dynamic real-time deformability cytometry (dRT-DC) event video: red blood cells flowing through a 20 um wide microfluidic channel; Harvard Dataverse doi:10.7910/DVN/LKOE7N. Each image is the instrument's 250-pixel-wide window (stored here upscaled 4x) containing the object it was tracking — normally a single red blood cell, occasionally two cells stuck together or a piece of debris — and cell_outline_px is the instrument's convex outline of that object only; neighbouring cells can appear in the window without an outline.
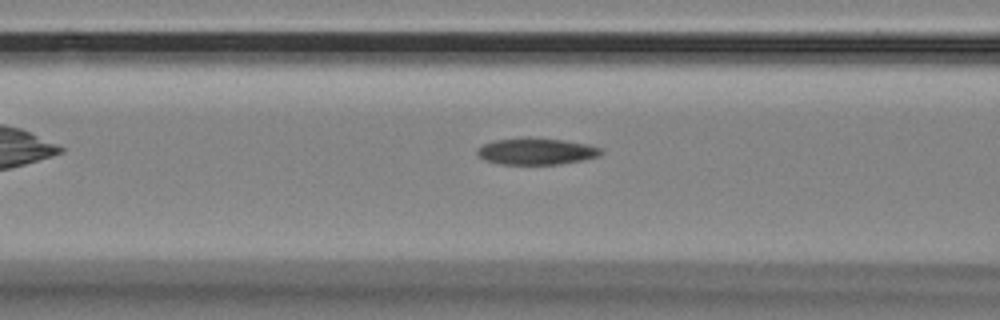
{"species": "Egyptian fruit bat (a non-hibernating species)", "species_latin": "Rousettus aegyptiacus", "temperature_condition": "room temperature", "stored_images_in_passage": 34, "camera_frame_rate_fps": 3000, "um_per_image_px": 0.085, "animal": {"sex": "female"}, "frame": {"image": 1, "passage_image": 11, "time_ms": 3.333, "image_size_px": [1000, 320], "cell_outline_px": [[604, 152], [600, 156], [560, 164], [500, 164], [484, 160], [476, 152], [476, 148], [484, 144], [496, 140], [528, 136], [564, 140], [588, 144], [604, 148]], "centroid_in_image_um": [45.61, 12.85], "position_along_channel_um": 121.0, "area_um2": 19.48}}
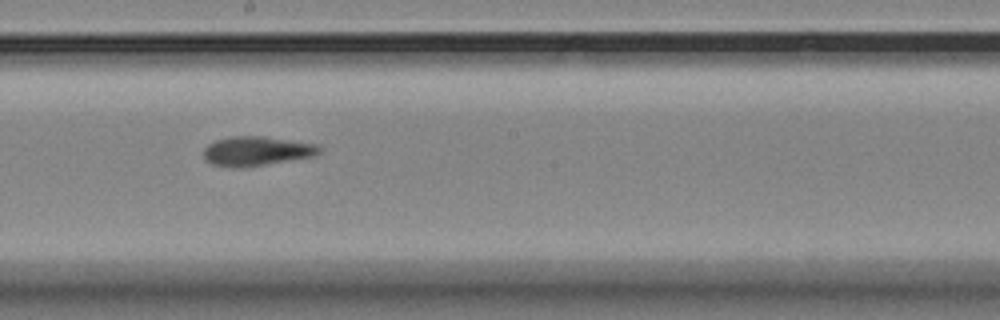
{"frame": {"image": 2, "passage_image": 20, "time_ms": 6.333, "image_size_px": [1000, 320], "cell_outline_px": [[320, 152], [316, 156], [244, 168], [232, 168], [212, 164], [204, 160], [204, 148], [208, 144], [216, 140], [232, 136], [264, 136], [320, 144]], "centroid_in_image_um": [21.83, 12.85], "position_along_channel_um": 226.4, "area_um2": 20.17}}
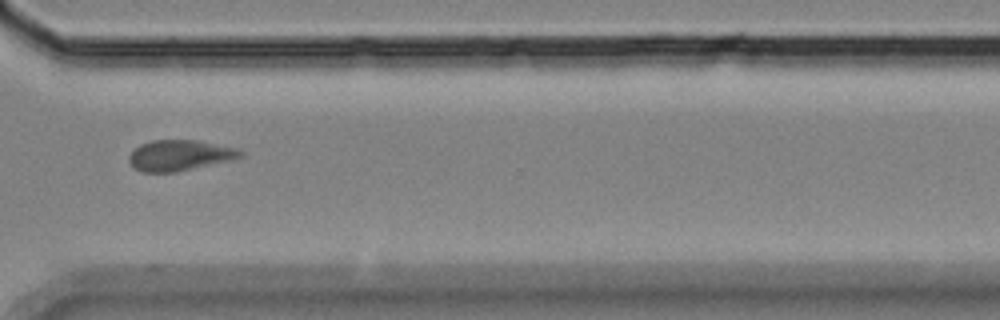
{"frame": {"image": 3, "passage_image": 31, "time_ms": 10.0, "image_size_px": [1000, 320], "cell_outline_px": [[244, 156], [232, 160], [176, 172], [144, 172], [136, 168], [128, 160], [128, 156], [140, 144], [152, 140], [196, 140], [236, 148], [244, 152]], "centroid_in_image_um": [15.3, 13.2], "position_along_channel_um": 355.3, "area_um2": 19.83}, "authors_computed_cell_mechanics": {"area_um2": 19.652, "velocity_mm_per_s": 3.5203, "shape_relaxation_time_tau1_ms": null, "shape_relaxation_time_tau2_ms": 3.5936, "deformation_change_tau1": null, "deformation_change_tau2": 0.1078}}